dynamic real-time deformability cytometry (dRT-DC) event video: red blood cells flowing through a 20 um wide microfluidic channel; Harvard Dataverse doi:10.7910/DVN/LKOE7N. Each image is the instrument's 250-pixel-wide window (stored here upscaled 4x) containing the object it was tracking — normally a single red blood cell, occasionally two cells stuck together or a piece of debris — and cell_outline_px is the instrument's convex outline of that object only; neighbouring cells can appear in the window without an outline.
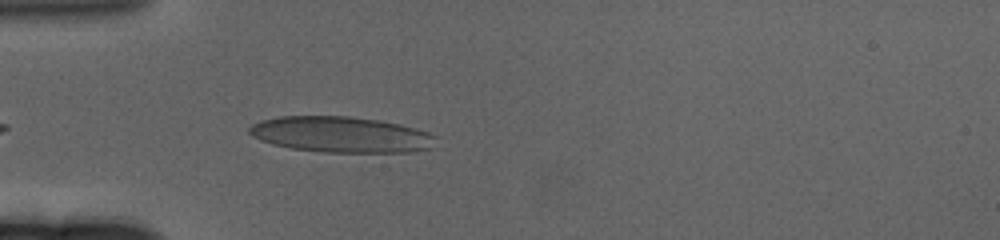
{"species": "human", "species_latin": "Homo sapiens", "temperature_condition": "cold", "stored_images_in_passage": 39, "camera_frame_rate_fps": 3000, "um_per_image_px": 0.085, "donor": {"sex": "female"}, "frame": {"image": 1, "passage_image": 4, "time_ms": 1.0, "image_size_px": [1000, 240], "cell_outline_px": [[436, 136], [428, 148], [416, 152], [324, 152], [292, 148], [272, 144], [260, 140], [252, 136], [248, 132], [248, 128], [252, 124], [260, 120], [280, 116], [348, 116], [380, 120], [400, 124], [428, 132]], "centroid_in_image_um": [28.94, 11.43], "position_along_channel_um": 56.1, "area_um2": 38.9}}
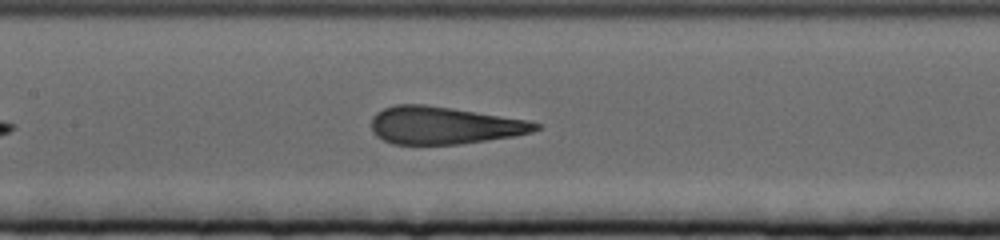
{"frame": {"image": 2, "passage_image": 15, "time_ms": 4.667, "image_size_px": [1000, 240], "cell_outline_px": [[540, 128], [532, 132], [516, 136], [456, 144], [392, 144], [376, 136], [372, 132], [372, 116], [376, 112], [384, 108], [396, 104], [424, 104], [452, 108], [528, 120], [540, 124]], "centroid_in_image_um": [37.72, 10.65], "position_along_channel_um": 169.7, "area_um2": 35.84}}
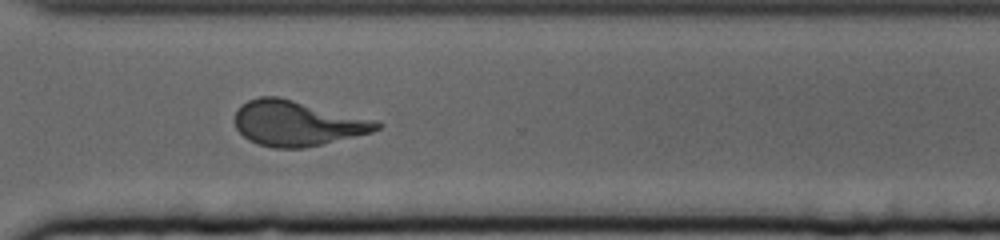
{"frame": {"image": 3, "passage_image": 31, "time_ms": 10.0, "image_size_px": [1000, 240], "cell_outline_px": [[384, 124], [380, 128], [372, 132], [304, 148], [272, 148], [256, 144], [248, 140], [236, 128], [236, 112], [248, 100], [260, 96], [280, 96], [376, 120]], "centroid_in_image_um": [25.27, 10.48], "position_along_channel_um": 345.3, "area_um2": 37.34}, "authors_computed_cell_mechanics": {"area_um2": 36.9342, "velocity_mm_per_s": 3.3048, "shape_relaxation_time_tau1_ms": 8.8522, "shape_relaxation_time_tau2_ms": 1.0787, "deformation_change_tau1": 0.2477, "deformation_change_tau2": 0.0896}}